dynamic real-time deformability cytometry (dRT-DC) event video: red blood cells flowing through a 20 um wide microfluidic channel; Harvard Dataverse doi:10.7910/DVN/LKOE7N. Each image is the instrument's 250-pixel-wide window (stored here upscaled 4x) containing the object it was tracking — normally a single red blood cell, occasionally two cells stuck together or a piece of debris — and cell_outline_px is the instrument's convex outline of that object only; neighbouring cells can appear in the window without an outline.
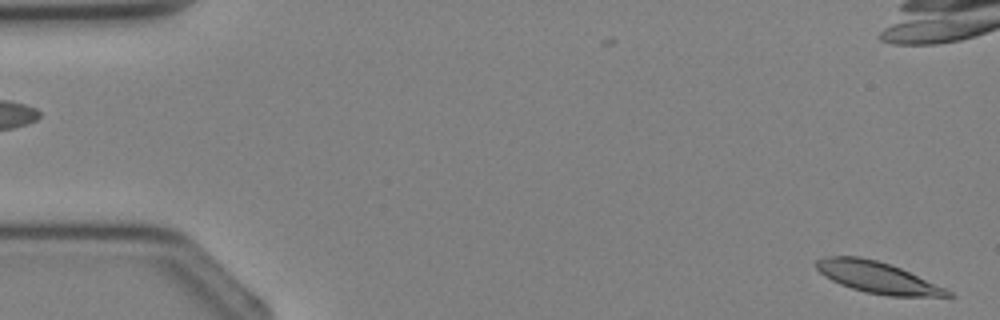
{"species": "Egyptian fruit bat (a non-hibernating species)", "species_latin": "Rousettus aegyptiacus", "temperature_condition": "cold", "stored_images_in_passage": 4, "segment_of_instrument_passage": [2, 2], "camera_frame_rate_fps": 3000, "um_per_image_px": 0.085, "animal": {"sex": "female"}, "frame": {"image": 1, "passage_image": 4, "time_ms": 4.0, "image_size_px": [1000, 320], "cell_outline_px": [[956, 296], [888, 296], [868, 292], [852, 288], [840, 284], [824, 276], [812, 264], [820, 256], [860, 256], [876, 260], [900, 268], [944, 288], [952, 292]], "centroid_in_image_um": [74.49, 23.56], "position_along_channel_um": 10.5, "area_um2": 23.76}}